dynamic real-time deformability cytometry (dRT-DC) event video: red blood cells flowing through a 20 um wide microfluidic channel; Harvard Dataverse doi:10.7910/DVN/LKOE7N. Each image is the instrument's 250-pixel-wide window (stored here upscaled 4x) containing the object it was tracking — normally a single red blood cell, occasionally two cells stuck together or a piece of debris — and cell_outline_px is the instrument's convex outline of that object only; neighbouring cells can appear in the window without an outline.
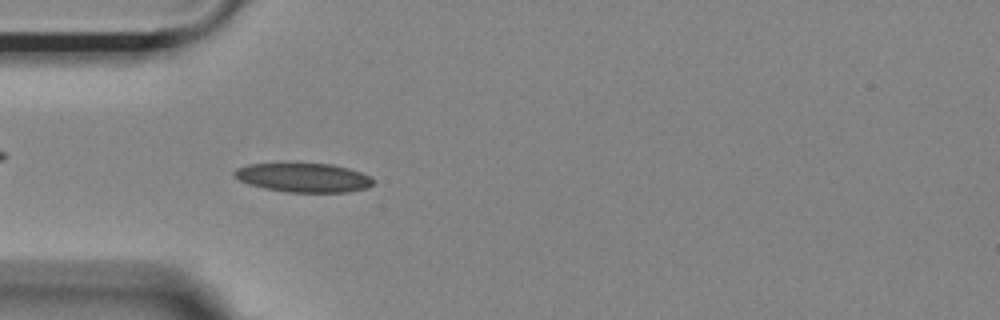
{"species": "Egyptian fruit bat (a non-hibernating species)", "species_latin": "Rousettus aegyptiacus", "temperature_condition": "room temperature", "stored_images_in_passage": 43, "camera_frame_rate_fps": 3000, "um_per_image_px": 0.085, "animal": {"sex": "female"}, "frame": {"image": 1, "passage_image": 5, "time_ms": 1.333, "image_size_px": [1000, 320], "cell_outline_px": [[372, 184], [364, 188], [348, 192], [288, 192], [264, 188], [248, 184], [240, 180], [232, 172], [236, 168], [248, 164], [284, 160], [332, 164], [348, 168], [360, 172], [368, 176], [372, 180]], "centroid_in_image_um": [25.69, 15.04], "position_along_channel_um": 59.3, "area_um2": 24.33}}
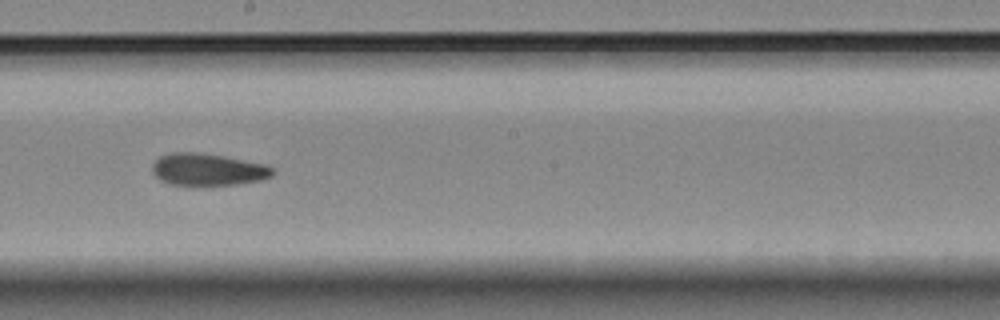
{"frame": {"image": 2, "passage_image": 19, "time_ms": 6.0, "image_size_px": [1000, 320], "cell_outline_px": [[276, 172], [272, 176], [260, 180], [236, 184], [168, 184], [160, 180], [152, 172], [152, 164], [160, 156], [172, 152], [196, 152], [224, 156], [264, 164], [272, 168]], "centroid_in_image_um": [17.65, 14.39], "position_along_channel_um": 230.6, "area_um2": 22.25}}
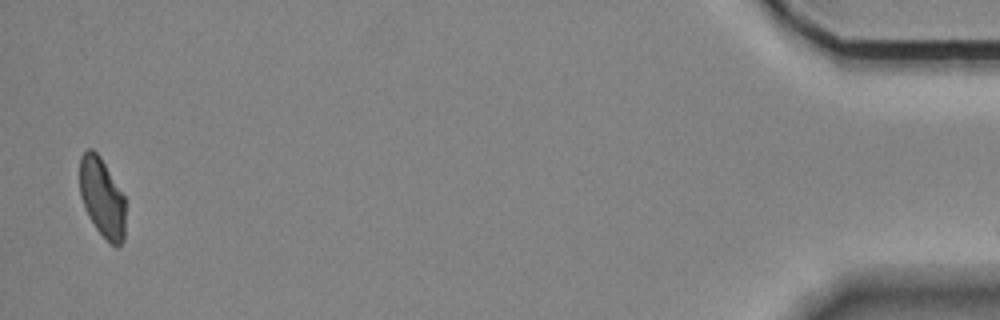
{"frame": {"image": 3, "passage_image": 42, "time_ms": 13.667, "image_size_px": [1000, 320], "cell_outline_px": [[124, 240], [116, 248], [96, 228], [88, 216], [80, 196], [80, 156], [88, 148], [92, 148], [100, 156], [124, 196]], "centroid_in_image_um": [8.66, 16.78], "position_along_channel_um": 426.5, "area_um2": 20.87}}